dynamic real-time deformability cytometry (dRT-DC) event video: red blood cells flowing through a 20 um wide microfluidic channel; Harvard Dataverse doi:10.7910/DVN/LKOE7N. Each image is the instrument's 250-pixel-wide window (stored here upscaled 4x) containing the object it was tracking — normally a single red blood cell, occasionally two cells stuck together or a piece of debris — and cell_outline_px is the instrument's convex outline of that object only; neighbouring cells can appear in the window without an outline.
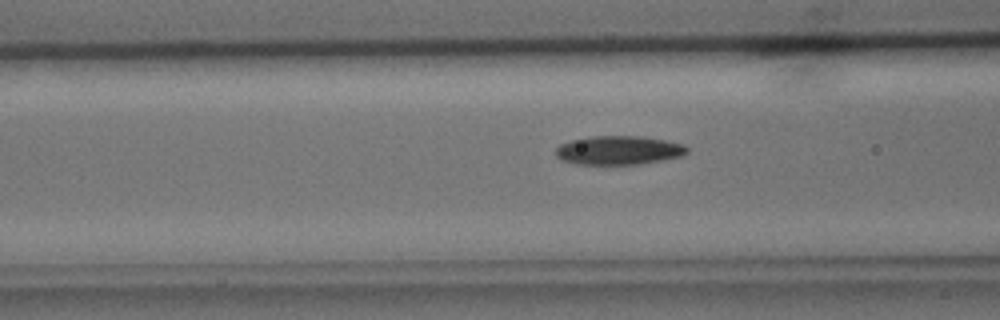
{"species": "common noctule bat (a hibernating species)", "species_latin": "Nyctalus noctula", "temperature_condition": "cold", "stored_images_in_passage": 39, "camera_frame_rate_fps": 3000, "um_per_image_px": 0.085, "animal": {"sex": "male", "body_mass_g": 15.6}, "frame": {"image": 1, "passage_image": 10, "time_ms": 3.0, "image_size_px": [1000, 320], "cell_outline_px": [[688, 152], [680, 156], [640, 164], [576, 164], [560, 160], [556, 156], [556, 148], [560, 144], [572, 140], [592, 136], [640, 136], [664, 140], [684, 144], [688, 148]], "centroid_in_image_um": [52.56, 12.77], "position_along_channel_um": 114.0, "area_um2": 21.96}}
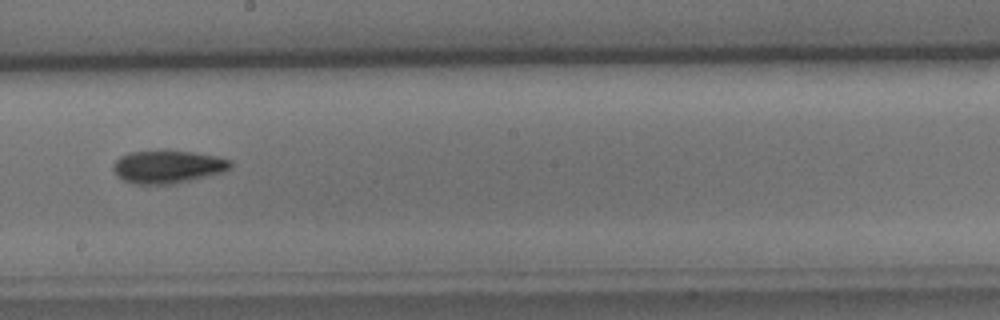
{"frame": {"image": 2, "passage_image": 19, "time_ms": 6.0, "image_size_px": [1000, 320], "cell_outline_px": [[232, 168], [224, 172], [176, 184], [132, 184], [116, 176], [112, 168], [112, 164], [120, 156], [128, 152], [160, 148], [168, 148], [216, 156], [232, 160]], "centroid_in_image_um": [14.24, 14.14], "position_along_channel_um": 234.0, "area_um2": 23.47}}
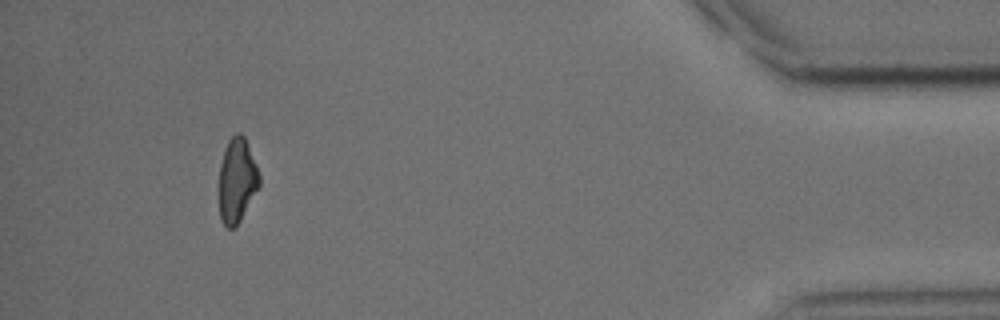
{"frame": {"image": 3, "passage_image": 37, "time_ms": 12.0, "image_size_px": [1000, 320], "cell_outline_px": [[260, 184], [240, 220], [232, 228], [228, 228], [220, 220], [220, 164], [224, 148], [228, 140], [236, 132], [240, 132], [244, 136], [260, 176]], "centroid_in_image_um": [20.13, 15.3], "position_along_channel_um": 415.1, "area_um2": 19.42}}